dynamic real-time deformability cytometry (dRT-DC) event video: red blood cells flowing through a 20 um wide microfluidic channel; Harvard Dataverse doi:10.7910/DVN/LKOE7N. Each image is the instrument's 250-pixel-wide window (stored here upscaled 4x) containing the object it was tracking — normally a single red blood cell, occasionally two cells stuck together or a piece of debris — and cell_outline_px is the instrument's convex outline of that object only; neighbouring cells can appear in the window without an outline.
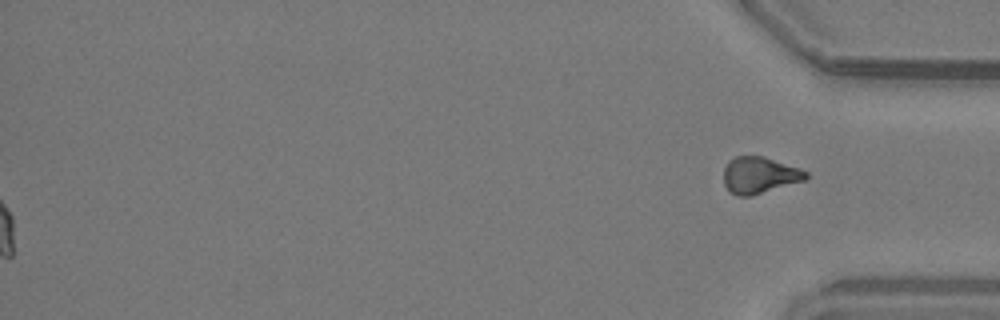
{"species": "common noctule bat (a hibernating species)", "species_latin": "Nyctalus noctula", "temperature_condition": "warm", "stored_images_in_passage": 42, "segment_of_instrument_passage": [2, 2], "camera_frame_rate_fps": 3000, "um_per_image_px": 0.085, "animal": {"sex": "male", "body_mass_g": 19.2, "forearm_length_mm": 51.8}, "frame": {"image": 1, "passage_image": 42, "time_ms": 13.667, "image_size_px": [1000, 320], "cell_outline_px": [[808, 180], [752, 196], [736, 196], [728, 192], [724, 184], [724, 168], [728, 160], [736, 156], [764, 156], [800, 168], [808, 172]], "centroid_in_image_um": [64.57, 14.9], "position_along_channel_um": 370.6, "area_um2": 17.98}}